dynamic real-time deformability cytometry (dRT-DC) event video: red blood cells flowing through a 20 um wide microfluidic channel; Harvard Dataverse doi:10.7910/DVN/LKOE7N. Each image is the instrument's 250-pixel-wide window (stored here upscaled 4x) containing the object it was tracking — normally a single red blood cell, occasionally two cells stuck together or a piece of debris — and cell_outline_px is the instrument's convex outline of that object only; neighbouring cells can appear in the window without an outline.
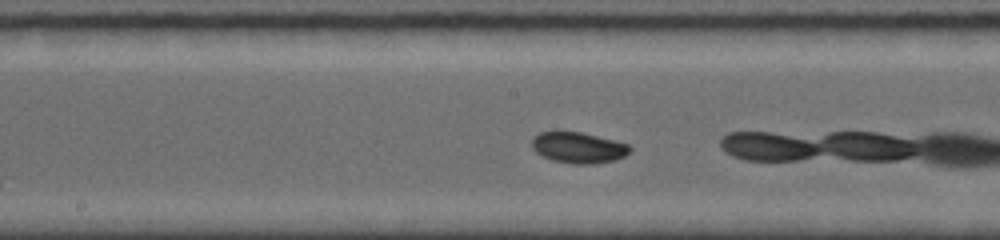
{"species": "common noctule bat (a hibernating species)", "species_latin": "Nyctalus noctula", "temperature_condition": "room temperature", "stored_images_in_passage": 11, "camera_frame_rate_fps": 5000, "um_per_image_px": 0.085, "animal": {"sex": "female", "body_mass_g": 19.0, "forearm_length_mm": 56.7}, "frame": {"image": 1, "passage_image": 7, "time_ms": 3.2, "image_size_px": [1000, 240], "cell_outline_px": [[632, 148], [624, 156], [616, 160], [592, 164], [572, 164], [552, 160], [536, 152], [532, 148], [532, 136], [540, 132], [556, 128], [560, 128], [580, 132], [628, 144]], "centroid_in_image_um": [49.08, 12.51], "position_along_channel_um": 199.1, "area_um2": 18.15}}